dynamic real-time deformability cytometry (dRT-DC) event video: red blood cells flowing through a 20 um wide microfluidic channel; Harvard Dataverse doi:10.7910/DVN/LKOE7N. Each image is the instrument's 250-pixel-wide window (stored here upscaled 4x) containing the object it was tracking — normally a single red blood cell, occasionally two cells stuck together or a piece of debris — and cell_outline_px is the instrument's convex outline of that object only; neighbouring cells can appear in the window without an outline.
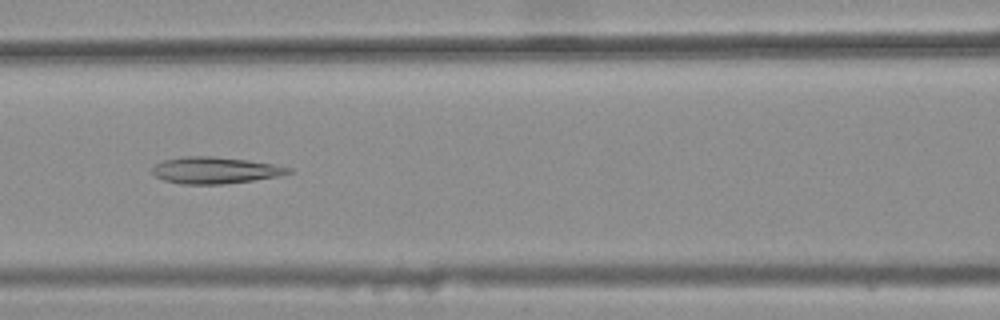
{"species": "common noctule bat (a hibernating species)", "species_latin": "Nyctalus noctula", "temperature_condition": "warm", "stored_images_in_passage": 45, "camera_frame_rate_fps": 3000, "um_per_image_px": 0.085, "animal": {"sex": "female", "body_mass_g": 25.1}, "frame": {"image": 1, "passage_image": 23, "time_ms": 7.333, "image_size_px": [1000, 320], "cell_outline_px": [[296, 172], [280, 176], [252, 180], [220, 184], [180, 184], [164, 180], [156, 176], [152, 172], [152, 164], [164, 160], [184, 156], [212, 156], [248, 160], [272, 164], [292, 168]], "centroid_in_image_um": [18.29, 14.47], "position_along_channel_um": 148.3, "area_um2": 21.21}}
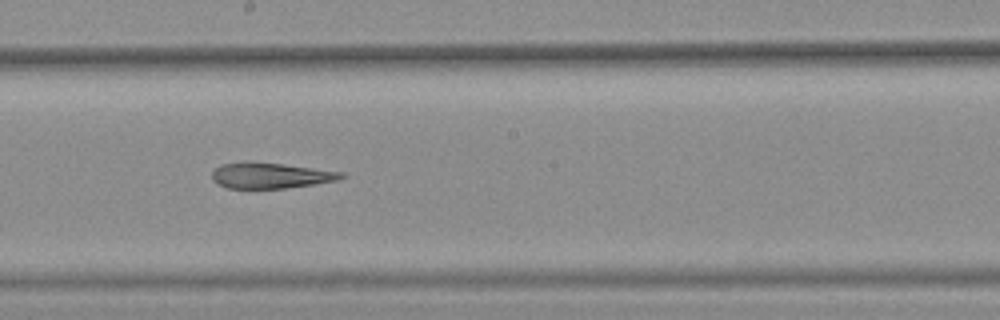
{"frame": {"image": 2, "passage_image": 29, "time_ms": 9.333, "image_size_px": [1000, 320], "cell_outline_px": [[348, 176], [336, 180], [316, 184], [284, 188], [228, 188], [216, 184], [212, 180], [212, 172], [220, 164], [248, 160], [284, 164], [344, 172]], "centroid_in_image_um": [22.97, 14.9], "position_along_channel_um": 225.2, "area_um2": 19.71}}
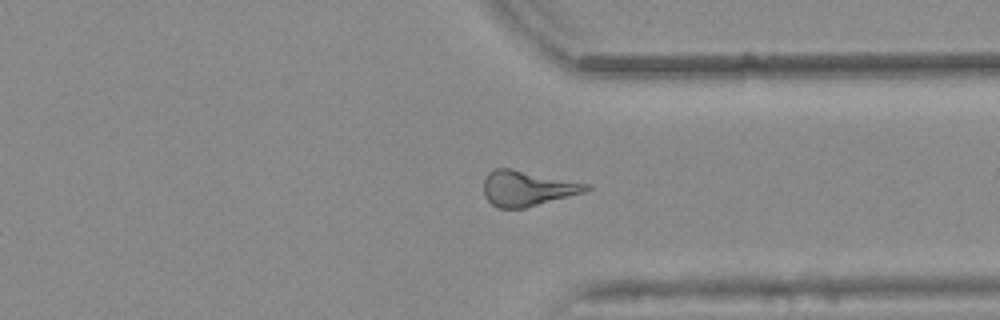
{"frame": {"image": 3, "passage_image": 40, "time_ms": 13.0, "image_size_px": [1000, 320], "cell_outline_px": [[592, 188], [584, 192], [524, 208], [496, 208], [484, 196], [484, 180], [488, 172], [496, 168], [508, 168], [592, 184]], "centroid_in_image_um": [44.82, 16.01], "position_along_channel_um": 366.6, "area_um2": 20.98}, "authors_computed_cell_mechanics": {"area_um2": 21.2704, "velocity_mm_per_s": 3.8644, "shape_relaxation_time_tau1_ms": null, "shape_relaxation_time_tau2_ms": 9.1025, "deformation_change_tau1": null, "deformation_change_tau2": 0.2548}}